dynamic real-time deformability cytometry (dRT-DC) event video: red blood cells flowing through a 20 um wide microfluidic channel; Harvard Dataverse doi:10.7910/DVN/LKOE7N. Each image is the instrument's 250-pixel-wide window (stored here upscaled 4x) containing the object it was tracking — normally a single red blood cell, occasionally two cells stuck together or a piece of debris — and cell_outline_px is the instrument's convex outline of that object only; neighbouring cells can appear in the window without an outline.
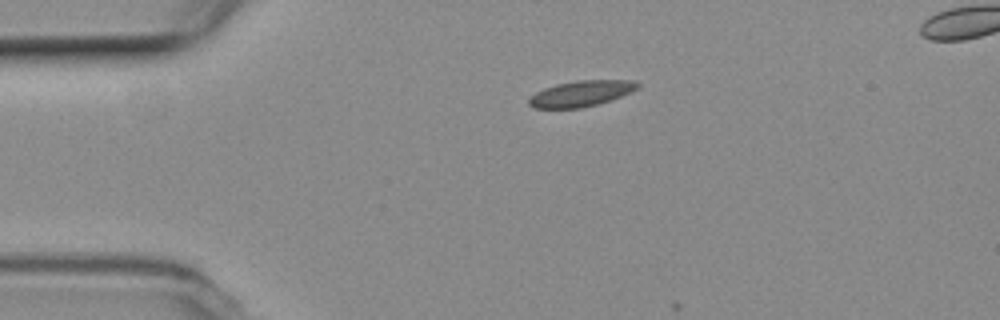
{"species": "common noctule bat (a hibernating species)", "species_latin": "Nyctalus noctula", "temperature_condition": "room temperature", "stored_images_in_passage": 2, "camera_frame_rate_fps": 3000, "um_per_image_px": 0.085, "animal": {"sex": "female", "body_mass_g": 19.3, "forearm_length_mm": 54.1}, "frame": {"image": 1, "passage_image": 1, "time_ms": 0.0, "image_size_px": [1000, 320], "cell_outline_px": [[640, 84], [636, 88], [620, 96], [596, 104], [580, 108], [536, 108], [528, 104], [528, 100], [536, 92], [544, 88], [556, 84], [576, 80], [636, 80]], "centroid_in_image_um": [49.36, 7.94], "position_along_channel_um": 35.6, "area_um2": 16.07}}